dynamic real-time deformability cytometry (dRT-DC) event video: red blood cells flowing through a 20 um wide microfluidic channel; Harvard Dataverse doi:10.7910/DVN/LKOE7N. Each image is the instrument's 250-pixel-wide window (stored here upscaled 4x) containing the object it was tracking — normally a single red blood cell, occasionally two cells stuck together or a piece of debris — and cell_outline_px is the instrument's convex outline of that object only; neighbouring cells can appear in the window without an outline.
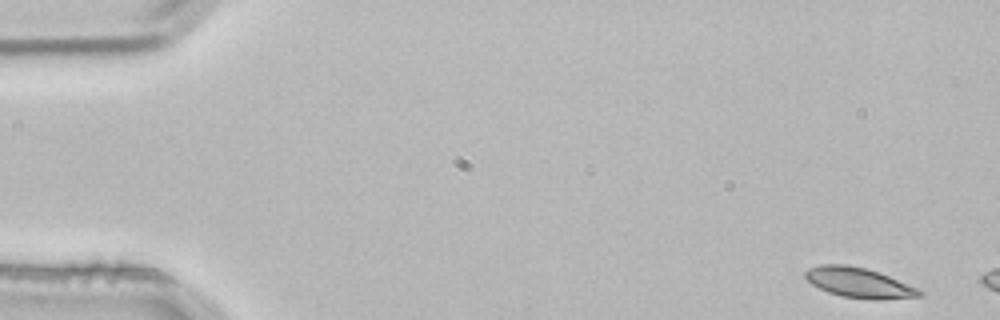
{"species": "common noctule bat (a hibernating species)", "species_latin": "Nyctalus noctula", "temperature_condition": "room temperature", "stored_images_in_passage": 3, "camera_frame_rate_fps": 3000, "um_per_image_px": 0.085, "animal": {"sex": "male", "body_mass_g": 21.5, "forearm_length_mm": 52.0}, "frame": {"image": 1, "passage_image": 1, "time_ms": 0.0, "image_size_px": [1000, 320], "cell_outline_px": [[924, 296], [880, 300], [872, 300], [844, 296], [828, 292], [812, 284], [804, 276], [804, 272], [808, 268], [820, 264], [844, 264], [864, 268], [880, 272], [920, 288], [924, 292]], "centroid_in_image_um": [73.07, 24.03], "position_along_channel_um": 11.9, "area_um2": 20.23}}